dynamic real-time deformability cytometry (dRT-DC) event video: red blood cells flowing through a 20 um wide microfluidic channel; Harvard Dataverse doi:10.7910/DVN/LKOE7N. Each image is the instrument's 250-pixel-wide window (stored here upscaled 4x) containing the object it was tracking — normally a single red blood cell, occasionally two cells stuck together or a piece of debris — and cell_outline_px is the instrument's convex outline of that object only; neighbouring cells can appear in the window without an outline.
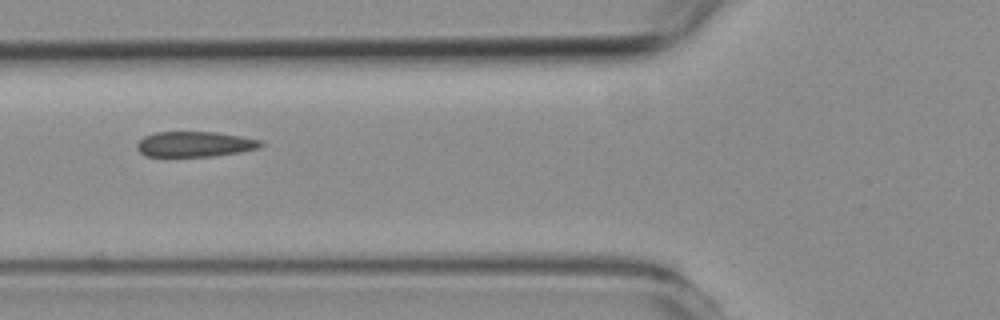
{"species": "common noctule bat (a hibernating species)", "species_latin": "Nyctalus noctula", "temperature_condition": "room temperature", "stored_images_in_passage": 3, "camera_frame_rate_fps": 3000, "um_per_image_px": 0.085, "animal": {"sex": "female", "body_mass_g": 19.3, "forearm_length_mm": 54.1}, "frame": {"image": 1, "passage_image": 2, "time_ms": 1.0, "image_size_px": [1000, 320], "cell_outline_px": [[264, 144], [256, 148], [240, 152], [212, 156], [148, 156], [140, 152], [136, 148], [136, 144], [144, 136], [156, 132], [216, 132], [240, 136], [260, 140]], "centroid_in_image_um": [16.53, 12.25], "position_along_channel_um": 109.3, "area_um2": 18.09}}
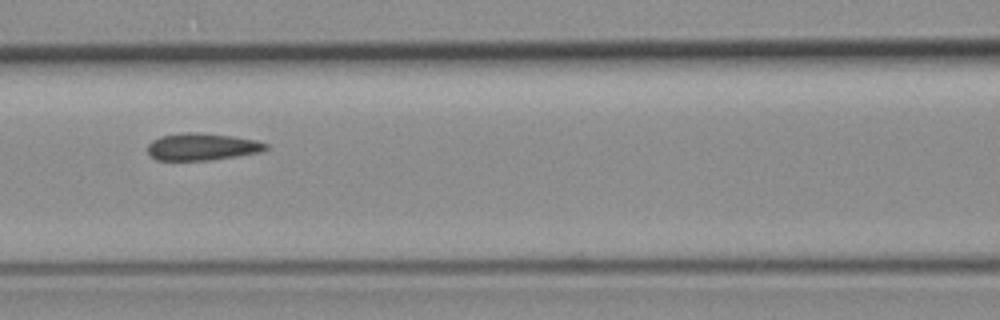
{"frame": {"image": 2, "passage_image": 3, "time_ms": 2.0, "image_size_px": [1000, 320], "cell_outline_px": [[268, 148], [260, 152], [208, 160], [156, 160], [148, 152], [148, 144], [152, 140], [160, 136], [188, 132], [196, 132], [232, 136], [256, 140], [268, 144]], "centroid_in_image_um": [17.16, 12.47], "position_along_channel_um": 149.4, "area_um2": 18.5}}